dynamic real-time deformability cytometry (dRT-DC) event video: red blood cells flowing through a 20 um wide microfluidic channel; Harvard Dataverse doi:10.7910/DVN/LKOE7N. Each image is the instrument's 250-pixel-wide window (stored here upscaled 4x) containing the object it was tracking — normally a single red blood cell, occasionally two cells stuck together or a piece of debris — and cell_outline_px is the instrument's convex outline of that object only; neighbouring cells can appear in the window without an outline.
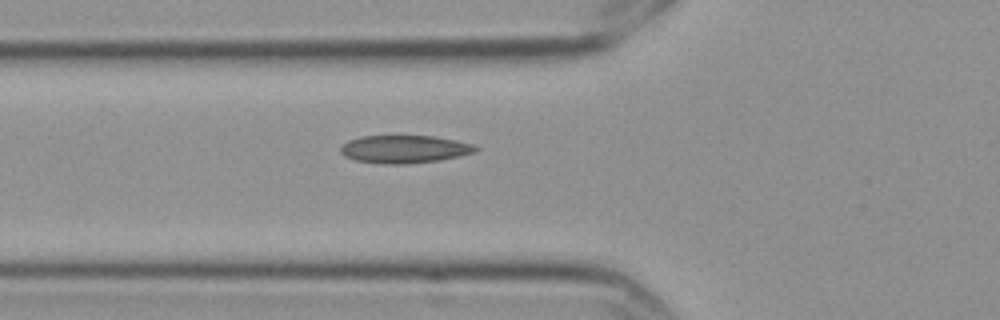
{"species": "Egyptian fruit bat (a non-hibernating species)", "species_latin": "Rousettus aegyptiacus", "temperature_condition": "cold", "stored_images_in_passage": 3, "camera_frame_rate_fps": 3000, "um_per_image_px": 0.085, "frame": {"image": 1, "passage_image": 3, "time_ms": 0.667, "image_size_px": [1000, 320], "cell_outline_px": [[480, 148], [476, 152], [460, 156], [440, 160], [408, 164], [380, 164], [356, 160], [344, 156], [340, 152], [340, 148], [348, 140], [360, 136], [432, 136], [456, 140], [472, 144]], "centroid_in_image_um": [34.38, 12.68], "position_along_channel_um": 91.4, "area_um2": 22.02}}